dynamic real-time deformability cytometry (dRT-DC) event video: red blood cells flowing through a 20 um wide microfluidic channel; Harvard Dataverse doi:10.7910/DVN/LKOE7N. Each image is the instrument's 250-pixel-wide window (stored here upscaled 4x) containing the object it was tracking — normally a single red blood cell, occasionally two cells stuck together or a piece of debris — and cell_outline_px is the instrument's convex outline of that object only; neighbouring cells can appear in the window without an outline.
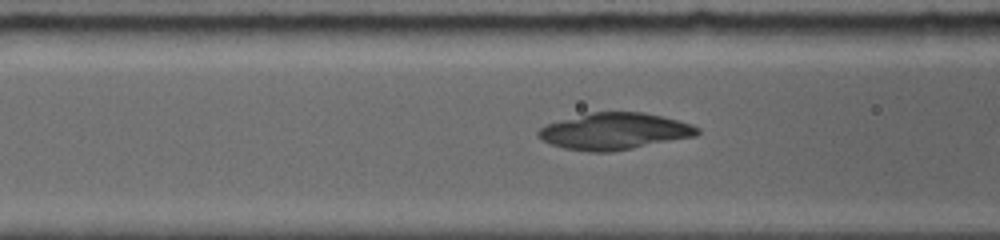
{"species": "common noctule bat (a hibernating species)", "species_latin": "Nyctalus noctula", "temperature_condition": "room temperature", "stored_images_in_passage": 8, "camera_frame_rate_fps": 5000, "um_per_image_px": 0.085, "animal": {"sex": "female", "body_mass_g": 19.0, "forearm_length_mm": 56.7}, "frame": {"image": 1, "passage_image": 6, "time_ms": 1.6, "image_size_px": [1000, 240], "cell_outline_px": [[700, 132], [696, 136], [612, 152], [588, 152], [564, 148], [552, 144], [536, 136], [536, 132], [540, 128], [548, 124], [592, 112], [644, 112], [692, 124], [700, 128]], "centroid_in_image_um": [52.25, 11.17], "position_along_channel_um": 114.3, "area_um2": 33.64}}